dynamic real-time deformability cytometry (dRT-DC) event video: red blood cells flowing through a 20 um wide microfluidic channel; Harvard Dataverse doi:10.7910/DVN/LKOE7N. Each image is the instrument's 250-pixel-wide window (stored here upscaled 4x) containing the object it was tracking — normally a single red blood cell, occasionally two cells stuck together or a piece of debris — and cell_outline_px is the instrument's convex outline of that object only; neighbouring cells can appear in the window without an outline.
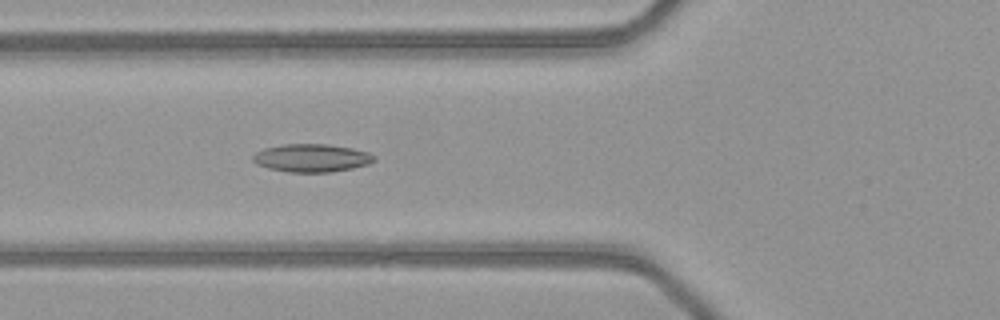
{"species": "common noctule bat (a hibernating species)", "species_latin": "Nyctalus noctula", "temperature_condition": "warm", "stored_images_in_passage": 50, "camera_frame_rate_fps": 3000, "um_per_image_px": 0.085, "animal": {"sex": "female", "body_mass_g": 21.9}, "frame": {"image": 1, "passage_image": 19, "time_ms": 6.0, "image_size_px": [1000, 320], "cell_outline_px": [[376, 160], [368, 164], [352, 168], [332, 172], [288, 172], [268, 168], [256, 164], [252, 160], [252, 156], [256, 152], [264, 148], [284, 144], [328, 144], [352, 148], [368, 152], [376, 156]], "centroid_in_image_um": [26.49, 13.43], "position_along_channel_um": 99.3, "area_um2": 19.88}}
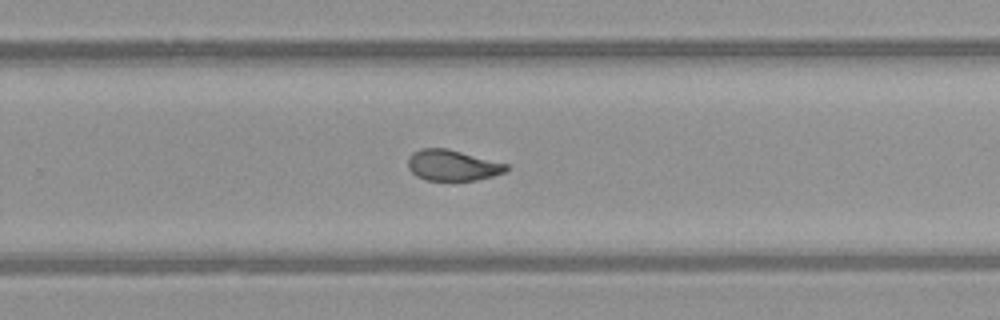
{"frame": {"image": 2, "passage_image": 33, "time_ms": 10.667, "image_size_px": [1000, 320], "cell_outline_px": [[508, 168], [504, 172], [492, 176], [476, 180], [424, 180], [416, 176], [408, 168], [408, 156], [412, 152], [420, 148], [448, 148], [508, 164]], "centroid_in_image_um": [38.42, 14.04], "position_along_channel_um": 291.4, "area_um2": 17.74}}
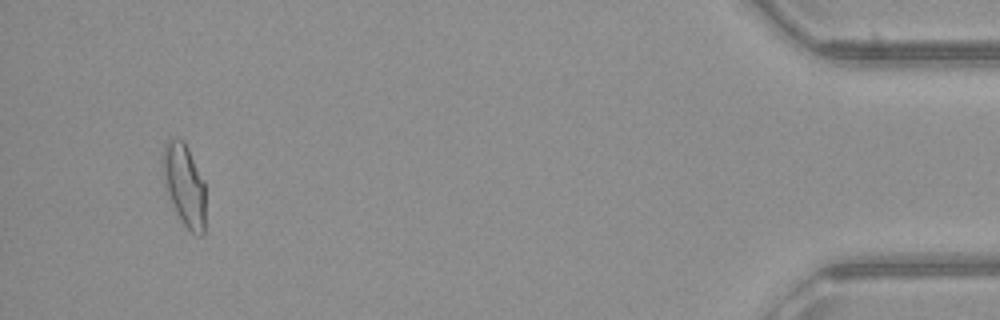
{"frame": {"image": 3, "passage_image": 48, "time_ms": 15.667, "image_size_px": [1000, 320], "cell_outline_px": [[204, 232], [200, 236], [196, 236], [184, 224], [176, 212], [168, 196], [164, 184], [160, 156], [164, 144], [168, 140], [176, 136], [184, 140], [204, 180]], "centroid_in_image_um": [15.63, 15.65], "position_along_channel_um": 419.6, "area_um2": 20.81}, "authors_computed_cell_mechanics": {"area_um2": 19.1896, "velocity_mm_per_s": 4.101, "shape_relaxation_time_tau1_ms": null, "shape_relaxation_time_tau2_ms": 2.2247, "deformation_change_tau1": null, "deformation_change_tau2": 0.0783}}